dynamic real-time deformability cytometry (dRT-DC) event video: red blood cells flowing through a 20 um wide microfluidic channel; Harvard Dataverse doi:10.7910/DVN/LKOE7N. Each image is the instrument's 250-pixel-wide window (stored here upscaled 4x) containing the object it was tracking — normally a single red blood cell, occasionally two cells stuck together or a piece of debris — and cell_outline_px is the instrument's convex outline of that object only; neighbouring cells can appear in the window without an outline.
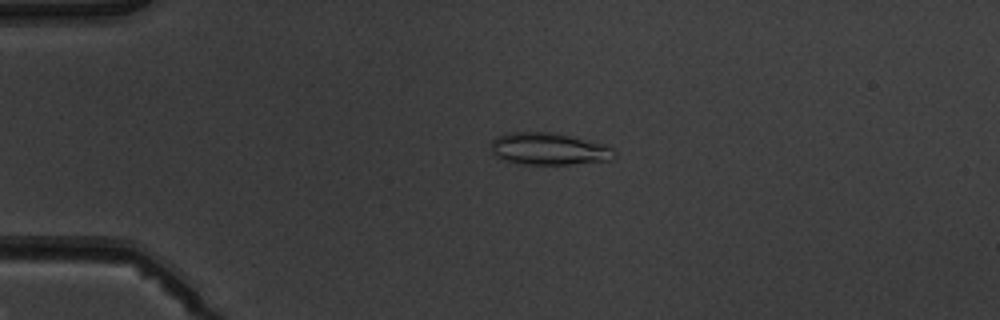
{"species": "common noctule bat (a hibernating species)", "species_latin": "Nyctalus noctula", "temperature_condition": "warm", "stored_images_in_passage": 4, "camera_frame_rate_fps": 3000, "um_per_image_px": 0.085, "animal": {"sex": "male", "body_mass_g": 19.5, "forearm_length_mm": 54.6}, "frame": {"image": 1, "passage_image": 3, "time_ms": 2.333, "image_size_px": [1000, 320], "cell_outline_px": [[616, 156], [608, 160], [572, 164], [524, 164], [500, 160], [492, 152], [492, 140], [496, 136], [508, 132], [552, 132], [604, 144], [612, 148], [616, 152]], "centroid_in_image_um": [46.62, 12.65], "position_along_channel_um": 38.4, "area_um2": 23.06}}